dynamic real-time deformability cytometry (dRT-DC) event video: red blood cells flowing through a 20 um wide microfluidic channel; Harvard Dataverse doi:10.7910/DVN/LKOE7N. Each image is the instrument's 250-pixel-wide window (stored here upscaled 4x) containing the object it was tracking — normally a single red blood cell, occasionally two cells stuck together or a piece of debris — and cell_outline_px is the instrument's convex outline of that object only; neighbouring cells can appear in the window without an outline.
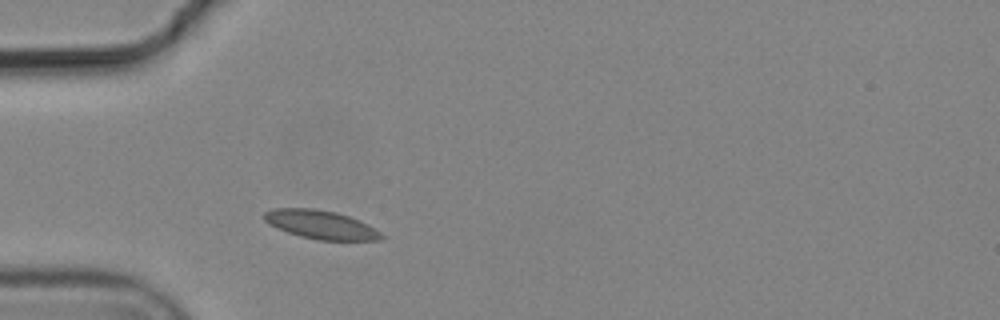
{"species": "common noctule bat (a hibernating species)", "species_latin": "Nyctalus noctula", "temperature_condition": "cold", "stored_images_in_passage": 1, "camera_frame_rate_fps": 3000, "um_per_image_px": 0.085, "animal": {"sex": "male", "body_mass_g": 19.2, "forearm_length_mm": 51.8}, "frame": {"image": 1, "passage_image": 1, "time_ms": 0.0, "image_size_px": [1000, 320], "cell_outline_px": [[384, 236], [380, 240], [316, 240], [300, 236], [276, 228], [268, 224], [264, 220], [264, 212], [272, 208], [312, 208], [336, 212], [360, 220], [368, 224], [380, 232]], "centroid_in_image_um": [27.24, 19.09], "position_along_channel_um": 57.8, "area_um2": 19.59}}